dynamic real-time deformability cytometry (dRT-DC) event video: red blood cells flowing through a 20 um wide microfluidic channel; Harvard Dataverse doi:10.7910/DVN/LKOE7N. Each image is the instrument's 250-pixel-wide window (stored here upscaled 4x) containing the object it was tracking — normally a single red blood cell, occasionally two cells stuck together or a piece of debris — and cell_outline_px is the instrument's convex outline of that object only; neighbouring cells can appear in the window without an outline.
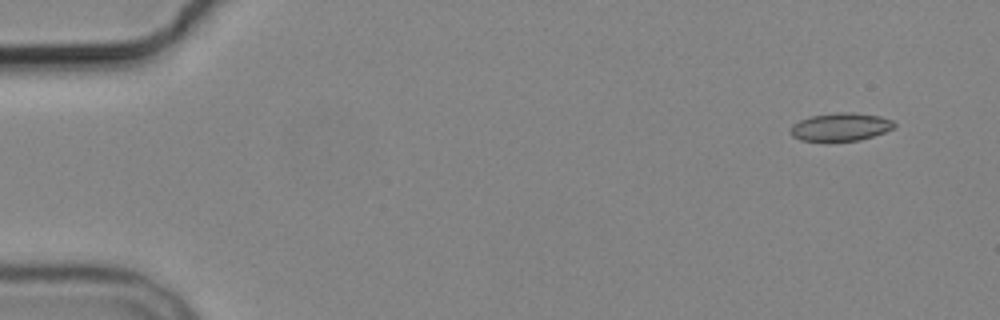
{"species": "common noctule bat (a hibernating species)", "species_latin": "Nyctalus noctula", "temperature_condition": "cold", "stored_images_in_passage": 5, "camera_frame_rate_fps": 3000, "um_per_image_px": 0.085, "animal": {"sex": "male", "body_mass_g": 19.2, "forearm_length_mm": 51.8}, "frame": {"image": 1, "passage_image": 2, "time_ms": 1.0, "image_size_px": [1000, 320], "cell_outline_px": [[896, 124], [892, 128], [884, 132], [860, 140], [800, 140], [792, 136], [792, 124], [800, 120], [812, 116], [836, 112], [852, 112], [880, 116], [892, 120]], "centroid_in_image_um": [71.47, 10.77], "position_along_channel_um": 13.5, "area_um2": 16.59}}
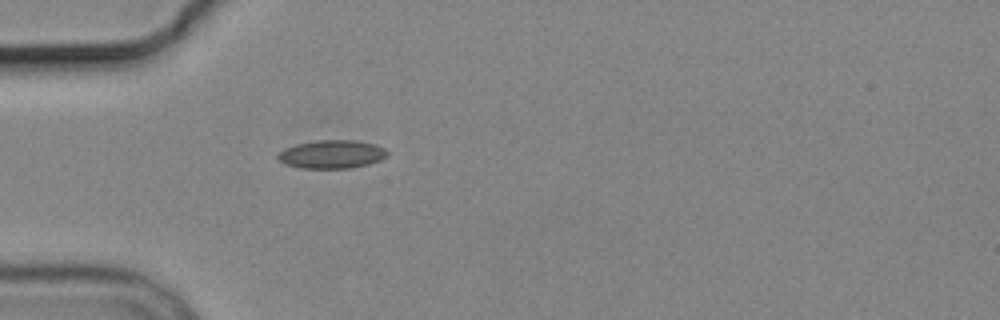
{"frame": {"image": 2, "passage_image": 5, "time_ms": 5.333, "image_size_px": [1000, 320], "cell_outline_px": [[388, 156], [380, 160], [368, 164], [352, 168], [300, 168], [284, 164], [276, 156], [284, 148], [296, 144], [316, 140], [356, 140], [376, 144], [384, 148], [388, 152]], "centroid_in_image_um": [28.21, 13.11], "position_along_channel_um": 56.8, "area_um2": 18.21}}